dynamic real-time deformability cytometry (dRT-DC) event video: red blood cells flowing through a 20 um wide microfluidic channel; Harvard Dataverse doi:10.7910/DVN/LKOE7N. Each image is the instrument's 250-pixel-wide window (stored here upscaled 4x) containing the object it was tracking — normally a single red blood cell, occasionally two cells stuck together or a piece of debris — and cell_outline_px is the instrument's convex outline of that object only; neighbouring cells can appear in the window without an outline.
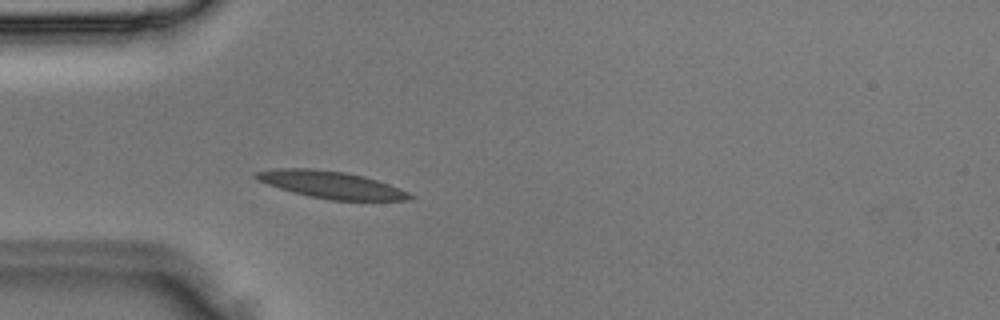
{"species": "Egyptian fruit bat (a non-hibernating species)", "species_latin": "Rousettus aegyptiacus", "temperature_condition": "room temperature", "stored_images_in_passage": 1, "camera_frame_rate_fps": 3000, "um_per_image_px": 0.085, "animal": {"sex": "male"}, "frame": {"image": 1, "passage_image": 1, "time_ms": 0.0, "image_size_px": [1000, 320], "cell_outline_px": [[416, 196], [412, 200], [328, 200], [308, 196], [292, 192], [256, 180], [252, 176], [256, 172], [276, 168], [308, 168], [344, 172], [364, 176], [388, 184], [408, 192]], "centroid_in_image_um": [28.13, 15.71], "position_along_channel_um": 56.9, "area_um2": 24.28}}